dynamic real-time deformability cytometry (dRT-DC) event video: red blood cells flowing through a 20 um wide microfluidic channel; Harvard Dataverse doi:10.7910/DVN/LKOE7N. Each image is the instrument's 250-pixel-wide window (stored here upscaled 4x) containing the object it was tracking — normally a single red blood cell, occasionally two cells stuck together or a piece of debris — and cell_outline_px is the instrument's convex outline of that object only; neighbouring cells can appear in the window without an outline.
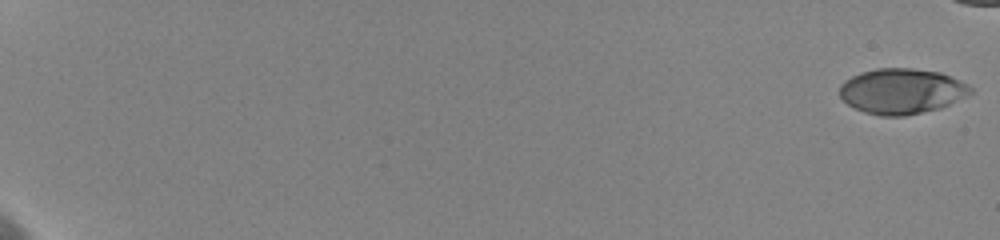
{"species": "human", "species_latin": "Homo sapiens", "temperature_condition": "cold", "stored_images_in_passage": 44, "camera_frame_rate_fps": 3000, "um_per_image_px": 0.085, "donor": {"sex": "female"}, "frame": {"image": 1, "passage_image": 1, "time_ms": 0.0, "image_size_px": [1000, 240], "cell_outline_px": [[972, 92], [968, 96], [940, 108], [904, 116], [880, 116], [864, 112], [848, 104], [840, 96], [840, 84], [844, 80], [860, 72], [876, 68], [912, 68], [940, 72], [960, 80], [968, 84], [972, 88]], "centroid_in_image_um": [76.65, 7.74], "position_along_channel_um": 8.4, "area_um2": 34.74}}
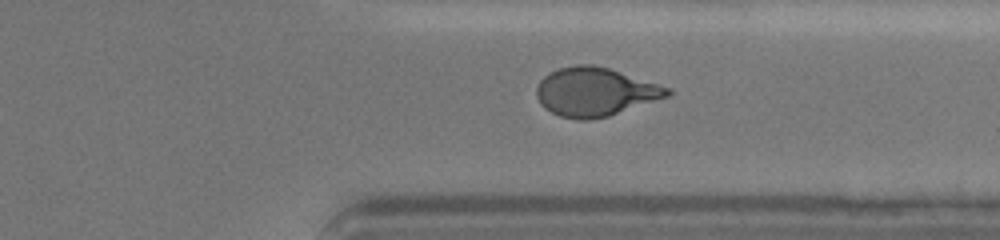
{"frame": {"image": 2, "passage_image": 41, "time_ms": 16.0, "image_size_px": [1000, 240], "cell_outline_px": [[672, 96], [608, 116], [588, 120], [580, 120], [560, 116], [544, 108], [540, 104], [536, 96], [536, 88], [540, 80], [548, 72], [560, 68], [576, 64], [592, 64], [608, 68], [672, 88]], "centroid_in_image_um": [50.6, 7.81], "position_along_channel_um": 360.8, "area_um2": 37.34}}
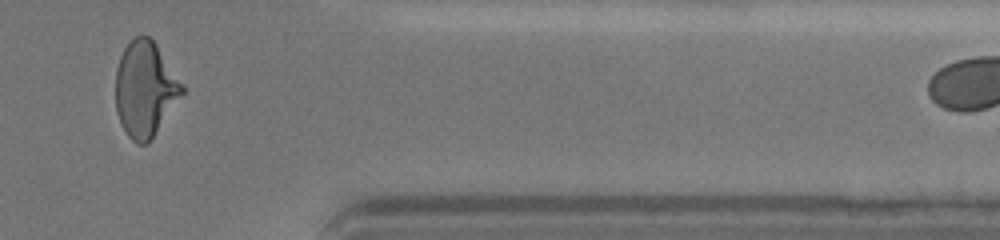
{"frame": {"image": 3, "passage_image": 43, "time_ms": 17.333, "image_size_px": [1000, 240], "cell_outline_px": [[184, 92], [148, 144], [136, 144], [128, 136], [120, 124], [116, 112], [116, 68], [120, 56], [124, 48], [136, 36], [148, 36], [156, 44], [184, 84]], "centroid_in_image_um": [12.33, 7.59], "position_along_channel_um": 399.1, "area_um2": 36.88}}